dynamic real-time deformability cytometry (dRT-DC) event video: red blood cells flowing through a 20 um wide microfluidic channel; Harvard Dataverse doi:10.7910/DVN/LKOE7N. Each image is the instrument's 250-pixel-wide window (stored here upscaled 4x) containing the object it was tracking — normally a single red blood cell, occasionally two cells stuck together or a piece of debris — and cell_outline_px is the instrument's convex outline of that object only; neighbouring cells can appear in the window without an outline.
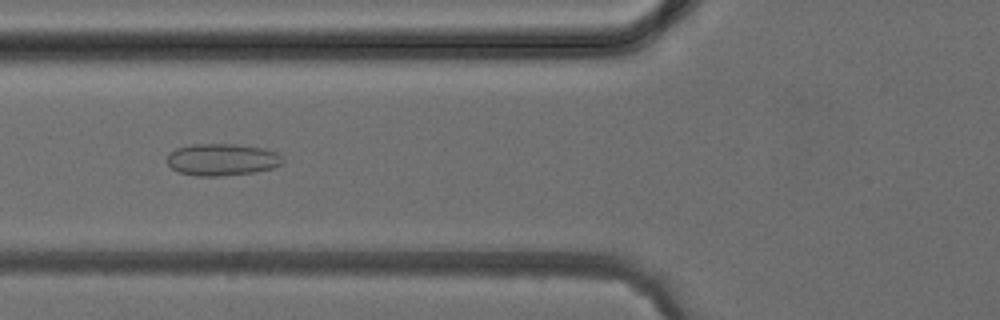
{"species": "common noctule bat (a hibernating species)", "species_latin": "Nyctalus noctula", "temperature_condition": "cold", "stored_images_in_passage": 4, "camera_frame_rate_fps": 3000, "um_per_image_px": 0.085, "animal": {"sex": "female", "body_mass_g": 24.6, "forearm_length_mm": 56.2}, "frame": {"image": 1, "passage_image": 3, "time_ms": 4.333, "image_size_px": [1000, 320], "cell_outline_px": [[284, 164], [272, 168], [256, 172], [220, 176], [196, 176], [180, 172], [172, 168], [168, 164], [168, 156], [176, 148], [192, 144], [232, 144], [264, 148], [276, 152], [284, 160]], "centroid_in_image_um": [18.91, 13.57], "position_along_channel_um": 106.9, "area_um2": 21.5}}
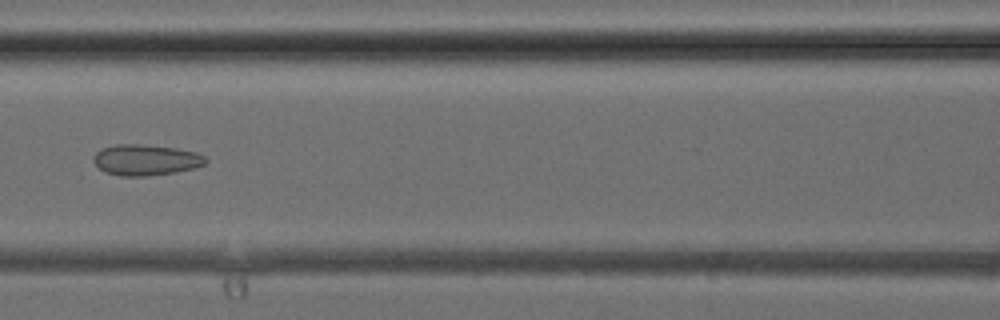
{"frame": {"image": 2, "passage_image": 4, "time_ms": 5.333, "image_size_px": [1000, 320], "cell_outline_px": [[208, 160], [204, 164], [196, 168], [176, 172], [148, 176], [120, 176], [104, 172], [92, 160], [92, 156], [100, 148], [116, 144], [136, 144], [176, 148], [196, 152], [204, 156]], "centroid_in_image_um": [12.37, 13.6], "position_along_channel_um": 154.2, "area_um2": 20.35}}